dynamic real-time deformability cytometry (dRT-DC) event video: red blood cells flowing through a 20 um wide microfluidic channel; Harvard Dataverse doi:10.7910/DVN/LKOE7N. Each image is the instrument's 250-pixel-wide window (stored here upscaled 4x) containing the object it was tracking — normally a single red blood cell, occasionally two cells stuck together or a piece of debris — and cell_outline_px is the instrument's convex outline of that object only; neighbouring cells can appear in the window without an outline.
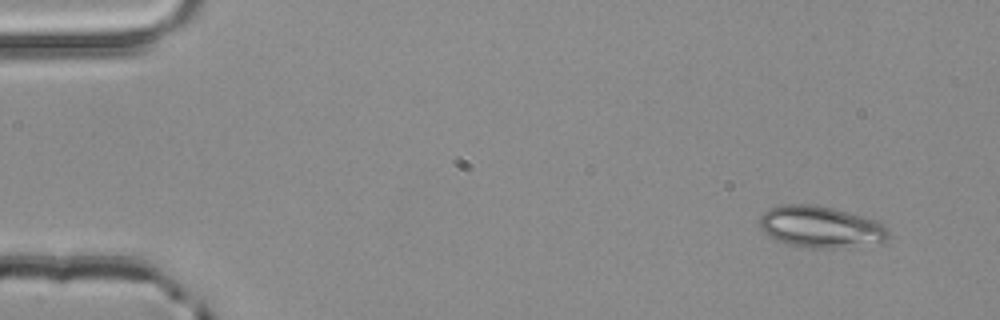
{"species": "common noctule bat (a hibernating species)", "species_latin": "Nyctalus noctula", "temperature_condition": "room temperature", "stored_images_in_passage": 3, "camera_frame_rate_fps": 3000, "um_per_image_px": 0.085, "animal": {"sex": "male", "body_mass_g": 20.4}, "frame": {"image": 1, "passage_image": 1, "time_ms": 0.0, "image_size_px": [1000, 320], "cell_outline_px": [[888, 236], [884, 240], [832, 248], [820, 248], [792, 244], [768, 236], [760, 228], [760, 216], [768, 208], [780, 204], [812, 204], [832, 208], [880, 220], [888, 228]], "centroid_in_image_um": [69.72, 19.23], "position_along_channel_um": 15.3, "area_um2": 30.63}}